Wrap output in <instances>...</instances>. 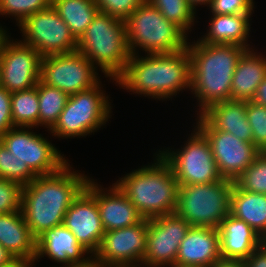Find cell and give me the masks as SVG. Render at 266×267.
Returning a JSON list of instances; mask_svg holds the SVG:
<instances>
[{
    "label": "cell",
    "mask_w": 266,
    "mask_h": 267,
    "mask_svg": "<svg viewBox=\"0 0 266 267\" xmlns=\"http://www.w3.org/2000/svg\"><path fill=\"white\" fill-rule=\"evenodd\" d=\"M253 3V0H212L209 8L216 15L251 14Z\"/></svg>",
    "instance_id": "obj_37"
},
{
    "label": "cell",
    "mask_w": 266,
    "mask_h": 267,
    "mask_svg": "<svg viewBox=\"0 0 266 267\" xmlns=\"http://www.w3.org/2000/svg\"><path fill=\"white\" fill-rule=\"evenodd\" d=\"M180 151H160L171 166L179 185L208 184L220 181L217 162L205 135L197 128Z\"/></svg>",
    "instance_id": "obj_9"
},
{
    "label": "cell",
    "mask_w": 266,
    "mask_h": 267,
    "mask_svg": "<svg viewBox=\"0 0 266 267\" xmlns=\"http://www.w3.org/2000/svg\"><path fill=\"white\" fill-rule=\"evenodd\" d=\"M251 101L257 105L266 106V76L258 86L255 96Z\"/></svg>",
    "instance_id": "obj_40"
},
{
    "label": "cell",
    "mask_w": 266,
    "mask_h": 267,
    "mask_svg": "<svg viewBox=\"0 0 266 267\" xmlns=\"http://www.w3.org/2000/svg\"><path fill=\"white\" fill-rule=\"evenodd\" d=\"M246 115L252 130L253 144L261 152H266V106L246 101Z\"/></svg>",
    "instance_id": "obj_34"
},
{
    "label": "cell",
    "mask_w": 266,
    "mask_h": 267,
    "mask_svg": "<svg viewBox=\"0 0 266 267\" xmlns=\"http://www.w3.org/2000/svg\"><path fill=\"white\" fill-rule=\"evenodd\" d=\"M34 261L24 260V259H16L10 265L6 267H32L31 265Z\"/></svg>",
    "instance_id": "obj_43"
},
{
    "label": "cell",
    "mask_w": 266,
    "mask_h": 267,
    "mask_svg": "<svg viewBox=\"0 0 266 267\" xmlns=\"http://www.w3.org/2000/svg\"><path fill=\"white\" fill-rule=\"evenodd\" d=\"M0 141L37 176L56 173L68 163L47 139L23 127L11 128L0 136Z\"/></svg>",
    "instance_id": "obj_15"
},
{
    "label": "cell",
    "mask_w": 266,
    "mask_h": 267,
    "mask_svg": "<svg viewBox=\"0 0 266 267\" xmlns=\"http://www.w3.org/2000/svg\"><path fill=\"white\" fill-rule=\"evenodd\" d=\"M170 22L180 27L185 33L194 25L195 9L187 0H148Z\"/></svg>",
    "instance_id": "obj_30"
},
{
    "label": "cell",
    "mask_w": 266,
    "mask_h": 267,
    "mask_svg": "<svg viewBox=\"0 0 266 267\" xmlns=\"http://www.w3.org/2000/svg\"><path fill=\"white\" fill-rule=\"evenodd\" d=\"M263 244L266 245V237L263 239Z\"/></svg>",
    "instance_id": "obj_48"
},
{
    "label": "cell",
    "mask_w": 266,
    "mask_h": 267,
    "mask_svg": "<svg viewBox=\"0 0 266 267\" xmlns=\"http://www.w3.org/2000/svg\"><path fill=\"white\" fill-rule=\"evenodd\" d=\"M214 129L229 132L236 138L253 143L246 115V101L229 100L215 103L200 114Z\"/></svg>",
    "instance_id": "obj_22"
},
{
    "label": "cell",
    "mask_w": 266,
    "mask_h": 267,
    "mask_svg": "<svg viewBox=\"0 0 266 267\" xmlns=\"http://www.w3.org/2000/svg\"><path fill=\"white\" fill-rule=\"evenodd\" d=\"M88 179L85 189L95 198L104 231L129 227L139 223L143 217L136 207L114 183L106 194L98 184ZM104 192V193H103Z\"/></svg>",
    "instance_id": "obj_19"
},
{
    "label": "cell",
    "mask_w": 266,
    "mask_h": 267,
    "mask_svg": "<svg viewBox=\"0 0 266 267\" xmlns=\"http://www.w3.org/2000/svg\"><path fill=\"white\" fill-rule=\"evenodd\" d=\"M230 214L245 221L263 239L266 237V194L241 190L234 183Z\"/></svg>",
    "instance_id": "obj_26"
},
{
    "label": "cell",
    "mask_w": 266,
    "mask_h": 267,
    "mask_svg": "<svg viewBox=\"0 0 266 267\" xmlns=\"http://www.w3.org/2000/svg\"><path fill=\"white\" fill-rule=\"evenodd\" d=\"M52 4V0H0V14L16 17L19 25L29 16L42 11Z\"/></svg>",
    "instance_id": "obj_33"
},
{
    "label": "cell",
    "mask_w": 266,
    "mask_h": 267,
    "mask_svg": "<svg viewBox=\"0 0 266 267\" xmlns=\"http://www.w3.org/2000/svg\"><path fill=\"white\" fill-rule=\"evenodd\" d=\"M147 234L148 219L144 218L136 225L106 231L98 251L92 258L93 267L134 266V264L141 266L146 252Z\"/></svg>",
    "instance_id": "obj_12"
},
{
    "label": "cell",
    "mask_w": 266,
    "mask_h": 267,
    "mask_svg": "<svg viewBox=\"0 0 266 267\" xmlns=\"http://www.w3.org/2000/svg\"><path fill=\"white\" fill-rule=\"evenodd\" d=\"M6 35V31L3 30L2 27H0V41L2 40V38Z\"/></svg>",
    "instance_id": "obj_46"
},
{
    "label": "cell",
    "mask_w": 266,
    "mask_h": 267,
    "mask_svg": "<svg viewBox=\"0 0 266 267\" xmlns=\"http://www.w3.org/2000/svg\"><path fill=\"white\" fill-rule=\"evenodd\" d=\"M188 2H189V4L194 8V9H196L195 8V6H197L198 4H200V5H206V4H211V1L212 0H187Z\"/></svg>",
    "instance_id": "obj_44"
},
{
    "label": "cell",
    "mask_w": 266,
    "mask_h": 267,
    "mask_svg": "<svg viewBox=\"0 0 266 267\" xmlns=\"http://www.w3.org/2000/svg\"><path fill=\"white\" fill-rule=\"evenodd\" d=\"M138 265H134V266H117V267H137ZM139 267H140V265H139Z\"/></svg>",
    "instance_id": "obj_47"
},
{
    "label": "cell",
    "mask_w": 266,
    "mask_h": 267,
    "mask_svg": "<svg viewBox=\"0 0 266 267\" xmlns=\"http://www.w3.org/2000/svg\"><path fill=\"white\" fill-rule=\"evenodd\" d=\"M234 183L241 190L266 194V152L260 153Z\"/></svg>",
    "instance_id": "obj_32"
},
{
    "label": "cell",
    "mask_w": 266,
    "mask_h": 267,
    "mask_svg": "<svg viewBox=\"0 0 266 267\" xmlns=\"http://www.w3.org/2000/svg\"><path fill=\"white\" fill-rule=\"evenodd\" d=\"M63 225L76 237L78 243L93 256L104 236L95 198L84 188L66 211Z\"/></svg>",
    "instance_id": "obj_17"
},
{
    "label": "cell",
    "mask_w": 266,
    "mask_h": 267,
    "mask_svg": "<svg viewBox=\"0 0 266 267\" xmlns=\"http://www.w3.org/2000/svg\"><path fill=\"white\" fill-rule=\"evenodd\" d=\"M221 257L217 228L190 227L181 241L175 263L211 267Z\"/></svg>",
    "instance_id": "obj_20"
},
{
    "label": "cell",
    "mask_w": 266,
    "mask_h": 267,
    "mask_svg": "<svg viewBox=\"0 0 266 267\" xmlns=\"http://www.w3.org/2000/svg\"><path fill=\"white\" fill-rule=\"evenodd\" d=\"M171 267H198V266L183 265V264L175 263V264L171 265Z\"/></svg>",
    "instance_id": "obj_45"
},
{
    "label": "cell",
    "mask_w": 266,
    "mask_h": 267,
    "mask_svg": "<svg viewBox=\"0 0 266 267\" xmlns=\"http://www.w3.org/2000/svg\"><path fill=\"white\" fill-rule=\"evenodd\" d=\"M190 227L191 225L176 213L149 219L143 267L175 264L180 243Z\"/></svg>",
    "instance_id": "obj_16"
},
{
    "label": "cell",
    "mask_w": 266,
    "mask_h": 267,
    "mask_svg": "<svg viewBox=\"0 0 266 267\" xmlns=\"http://www.w3.org/2000/svg\"><path fill=\"white\" fill-rule=\"evenodd\" d=\"M36 241L21 211L0 214V244L15 259L34 261Z\"/></svg>",
    "instance_id": "obj_23"
},
{
    "label": "cell",
    "mask_w": 266,
    "mask_h": 267,
    "mask_svg": "<svg viewBox=\"0 0 266 267\" xmlns=\"http://www.w3.org/2000/svg\"><path fill=\"white\" fill-rule=\"evenodd\" d=\"M220 254L224 259L246 260L263 244V238L245 221L229 214L218 228Z\"/></svg>",
    "instance_id": "obj_21"
},
{
    "label": "cell",
    "mask_w": 266,
    "mask_h": 267,
    "mask_svg": "<svg viewBox=\"0 0 266 267\" xmlns=\"http://www.w3.org/2000/svg\"><path fill=\"white\" fill-rule=\"evenodd\" d=\"M266 76V57L247 49L240 57L231 82V100L251 101Z\"/></svg>",
    "instance_id": "obj_24"
},
{
    "label": "cell",
    "mask_w": 266,
    "mask_h": 267,
    "mask_svg": "<svg viewBox=\"0 0 266 267\" xmlns=\"http://www.w3.org/2000/svg\"><path fill=\"white\" fill-rule=\"evenodd\" d=\"M67 163L58 172L36 176L22 187L21 212L37 239L46 230L63 224L66 211L89 178L72 172Z\"/></svg>",
    "instance_id": "obj_1"
},
{
    "label": "cell",
    "mask_w": 266,
    "mask_h": 267,
    "mask_svg": "<svg viewBox=\"0 0 266 267\" xmlns=\"http://www.w3.org/2000/svg\"><path fill=\"white\" fill-rule=\"evenodd\" d=\"M77 51L116 81L131 57L125 21L98 11L77 40Z\"/></svg>",
    "instance_id": "obj_5"
},
{
    "label": "cell",
    "mask_w": 266,
    "mask_h": 267,
    "mask_svg": "<svg viewBox=\"0 0 266 267\" xmlns=\"http://www.w3.org/2000/svg\"><path fill=\"white\" fill-rule=\"evenodd\" d=\"M7 37L0 41L1 87L10 93L35 87L40 80L42 56L21 40L13 42Z\"/></svg>",
    "instance_id": "obj_13"
},
{
    "label": "cell",
    "mask_w": 266,
    "mask_h": 267,
    "mask_svg": "<svg viewBox=\"0 0 266 267\" xmlns=\"http://www.w3.org/2000/svg\"><path fill=\"white\" fill-rule=\"evenodd\" d=\"M234 182L221 179L208 184L179 185L175 213L191 227L219 228L230 214Z\"/></svg>",
    "instance_id": "obj_7"
},
{
    "label": "cell",
    "mask_w": 266,
    "mask_h": 267,
    "mask_svg": "<svg viewBox=\"0 0 266 267\" xmlns=\"http://www.w3.org/2000/svg\"><path fill=\"white\" fill-rule=\"evenodd\" d=\"M0 175L3 179L19 183L22 187L29 184L37 175L25 162L16 158L0 141Z\"/></svg>",
    "instance_id": "obj_31"
},
{
    "label": "cell",
    "mask_w": 266,
    "mask_h": 267,
    "mask_svg": "<svg viewBox=\"0 0 266 267\" xmlns=\"http://www.w3.org/2000/svg\"><path fill=\"white\" fill-rule=\"evenodd\" d=\"M131 55L136 48L147 54L173 53L187 48V34L145 0L125 21Z\"/></svg>",
    "instance_id": "obj_6"
},
{
    "label": "cell",
    "mask_w": 266,
    "mask_h": 267,
    "mask_svg": "<svg viewBox=\"0 0 266 267\" xmlns=\"http://www.w3.org/2000/svg\"><path fill=\"white\" fill-rule=\"evenodd\" d=\"M156 163L126 174L115 184L144 219L175 213L179 184L170 164L159 154Z\"/></svg>",
    "instance_id": "obj_4"
},
{
    "label": "cell",
    "mask_w": 266,
    "mask_h": 267,
    "mask_svg": "<svg viewBox=\"0 0 266 267\" xmlns=\"http://www.w3.org/2000/svg\"><path fill=\"white\" fill-rule=\"evenodd\" d=\"M207 35L199 41L208 44H226L242 46L251 49L247 44L250 31L249 18L251 14H212ZM248 46V47H247Z\"/></svg>",
    "instance_id": "obj_25"
},
{
    "label": "cell",
    "mask_w": 266,
    "mask_h": 267,
    "mask_svg": "<svg viewBox=\"0 0 266 267\" xmlns=\"http://www.w3.org/2000/svg\"><path fill=\"white\" fill-rule=\"evenodd\" d=\"M131 55L116 83L130 92L159 100L191 90V60L188 48L173 53Z\"/></svg>",
    "instance_id": "obj_2"
},
{
    "label": "cell",
    "mask_w": 266,
    "mask_h": 267,
    "mask_svg": "<svg viewBox=\"0 0 266 267\" xmlns=\"http://www.w3.org/2000/svg\"><path fill=\"white\" fill-rule=\"evenodd\" d=\"M99 87L100 83L70 95L51 133L65 138L85 136L104 125L111 116V106Z\"/></svg>",
    "instance_id": "obj_8"
},
{
    "label": "cell",
    "mask_w": 266,
    "mask_h": 267,
    "mask_svg": "<svg viewBox=\"0 0 266 267\" xmlns=\"http://www.w3.org/2000/svg\"><path fill=\"white\" fill-rule=\"evenodd\" d=\"M15 257L0 244V267H6L15 261Z\"/></svg>",
    "instance_id": "obj_42"
},
{
    "label": "cell",
    "mask_w": 266,
    "mask_h": 267,
    "mask_svg": "<svg viewBox=\"0 0 266 267\" xmlns=\"http://www.w3.org/2000/svg\"><path fill=\"white\" fill-rule=\"evenodd\" d=\"M39 98V125L51 129L65 108L68 95L56 87L45 85L40 80L37 83Z\"/></svg>",
    "instance_id": "obj_29"
},
{
    "label": "cell",
    "mask_w": 266,
    "mask_h": 267,
    "mask_svg": "<svg viewBox=\"0 0 266 267\" xmlns=\"http://www.w3.org/2000/svg\"><path fill=\"white\" fill-rule=\"evenodd\" d=\"M211 267H247L245 260L220 258Z\"/></svg>",
    "instance_id": "obj_41"
},
{
    "label": "cell",
    "mask_w": 266,
    "mask_h": 267,
    "mask_svg": "<svg viewBox=\"0 0 266 267\" xmlns=\"http://www.w3.org/2000/svg\"><path fill=\"white\" fill-rule=\"evenodd\" d=\"M191 60V92L199 100L201 114L209 106L231 100V82L242 46L208 44L199 40L187 45Z\"/></svg>",
    "instance_id": "obj_3"
},
{
    "label": "cell",
    "mask_w": 266,
    "mask_h": 267,
    "mask_svg": "<svg viewBox=\"0 0 266 267\" xmlns=\"http://www.w3.org/2000/svg\"><path fill=\"white\" fill-rule=\"evenodd\" d=\"M198 118L197 128L210 144L220 175L234 182L261 152L253 143L214 129L201 115Z\"/></svg>",
    "instance_id": "obj_14"
},
{
    "label": "cell",
    "mask_w": 266,
    "mask_h": 267,
    "mask_svg": "<svg viewBox=\"0 0 266 267\" xmlns=\"http://www.w3.org/2000/svg\"><path fill=\"white\" fill-rule=\"evenodd\" d=\"M86 252L89 254L73 233L61 224L46 230L37 238L34 262L47 255L55 262L65 264L64 267H93V257L83 256Z\"/></svg>",
    "instance_id": "obj_18"
},
{
    "label": "cell",
    "mask_w": 266,
    "mask_h": 267,
    "mask_svg": "<svg viewBox=\"0 0 266 267\" xmlns=\"http://www.w3.org/2000/svg\"><path fill=\"white\" fill-rule=\"evenodd\" d=\"M22 186L0 175V214L21 211Z\"/></svg>",
    "instance_id": "obj_35"
},
{
    "label": "cell",
    "mask_w": 266,
    "mask_h": 267,
    "mask_svg": "<svg viewBox=\"0 0 266 267\" xmlns=\"http://www.w3.org/2000/svg\"><path fill=\"white\" fill-rule=\"evenodd\" d=\"M11 94L0 86V136L14 128L11 116Z\"/></svg>",
    "instance_id": "obj_38"
},
{
    "label": "cell",
    "mask_w": 266,
    "mask_h": 267,
    "mask_svg": "<svg viewBox=\"0 0 266 267\" xmlns=\"http://www.w3.org/2000/svg\"><path fill=\"white\" fill-rule=\"evenodd\" d=\"M247 267H266V245L258 247L246 260Z\"/></svg>",
    "instance_id": "obj_39"
},
{
    "label": "cell",
    "mask_w": 266,
    "mask_h": 267,
    "mask_svg": "<svg viewBox=\"0 0 266 267\" xmlns=\"http://www.w3.org/2000/svg\"><path fill=\"white\" fill-rule=\"evenodd\" d=\"M18 26L24 35L23 43L42 57L77 51V39L52 5L29 15Z\"/></svg>",
    "instance_id": "obj_11"
},
{
    "label": "cell",
    "mask_w": 266,
    "mask_h": 267,
    "mask_svg": "<svg viewBox=\"0 0 266 267\" xmlns=\"http://www.w3.org/2000/svg\"><path fill=\"white\" fill-rule=\"evenodd\" d=\"M51 5L77 40L99 11L93 0H52Z\"/></svg>",
    "instance_id": "obj_27"
},
{
    "label": "cell",
    "mask_w": 266,
    "mask_h": 267,
    "mask_svg": "<svg viewBox=\"0 0 266 267\" xmlns=\"http://www.w3.org/2000/svg\"><path fill=\"white\" fill-rule=\"evenodd\" d=\"M95 69L96 66L79 51L48 55L41 59L40 81L70 96L100 82Z\"/></svg>",
    "instance_id": "obj_10"
},
{
    "label": "cell",
    "mask_w": 266,
    "mask_h": 267,
    "mask_svg": "<svg viewBox=\"0 0 266 267\" xmlns=\"http://www.w3.org/2000/svg\"><path fill=\"white\" fill-rule=\"evenodd\" d=\"M11 116L17 128L39 125V98L37 85L31 89L11 94Z\"/></svg>",
    "instance_id": "obj_28"
},
{
    "label": "cell",
    "mask_w": 266,
    "mask_h": 267,
    "mask_svg": "<svg viewBox=\"0 0 266 267\" xmlns=\"http://www.w3.org/2000/svg\"><path fill=\"white\" fill-rule=\"evenodd\" d=\"M145 0H95L100 12L126 21Z\"/></svg>",
    "instance_id": "obj_36"
}]
</instances>
